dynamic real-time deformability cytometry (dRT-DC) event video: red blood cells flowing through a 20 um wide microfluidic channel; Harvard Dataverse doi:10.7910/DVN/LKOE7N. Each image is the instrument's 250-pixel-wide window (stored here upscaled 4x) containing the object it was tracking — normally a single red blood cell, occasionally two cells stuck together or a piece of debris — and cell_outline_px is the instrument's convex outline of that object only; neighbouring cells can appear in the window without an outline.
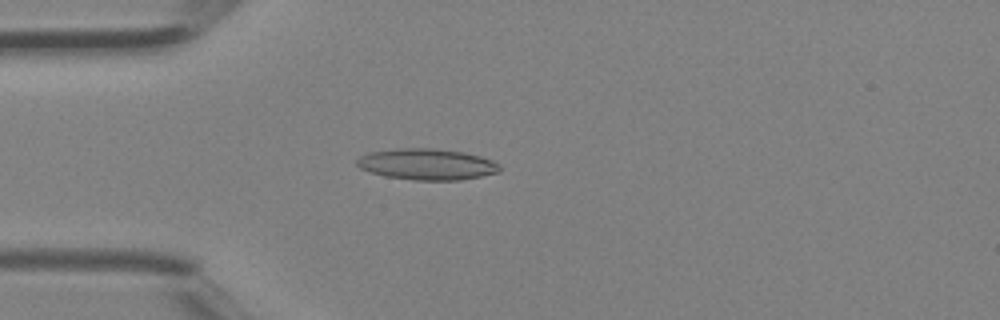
{"species": "Egyptian fruit bat (a non-hibernating species)", "species_latin": "Rousettus aegyptiacus", "temperature_condition": "room temperature", "stored_images_in_passage": 41, "camera_frame_rate_fps": 3000, "um_per_image_px": 0.085, "animal": {"sex": "female"}, "frame": {"image": 1, "passage_image": 11, "time_ms": 3.333, "image_size_px": [1000, 320], "cell_outline_px": [[500, 172], [460, 180], [412, 180], [384, 176], [360, 168], [356, 164], [356, 160], [360, 156], [368, 152], [400, 148], [432, 148], [464, 152], [480, 156], [492, 160], [500, 164]], "centroid_in_image_um": [36.29, 13.96], "position_along_channel_um": 48.7, "area_um2": 26.01}}
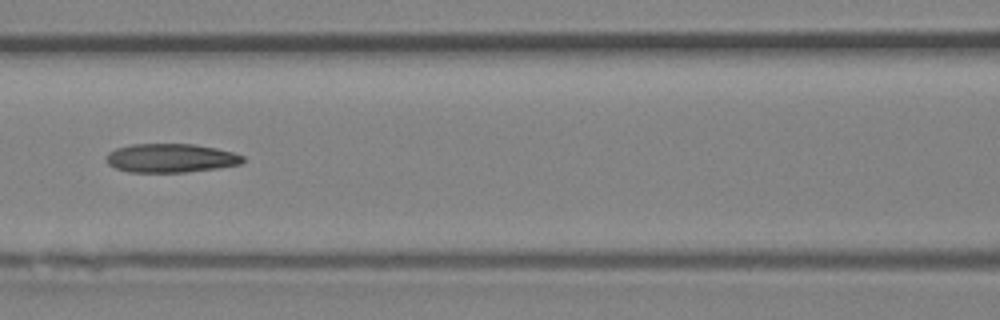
{"frame": {"image": 2, "passage_image": 18, "time_ms": 5.667, "image_size_px": [1000, 320], "cell_outline_px": [[244, 160], [240, 164], [216, 168], [188, 172], [128, 172], [116, 168], [108, 164], [104, 160], [108, 152], [116, 148], [132, 144], [192, 144], [216, 148], [232, 152], [244, 156]], "centroid_in_image_um": [14.47, 13.44], "position_along_channel_um": 152.1, "area_um2": 22.95}}
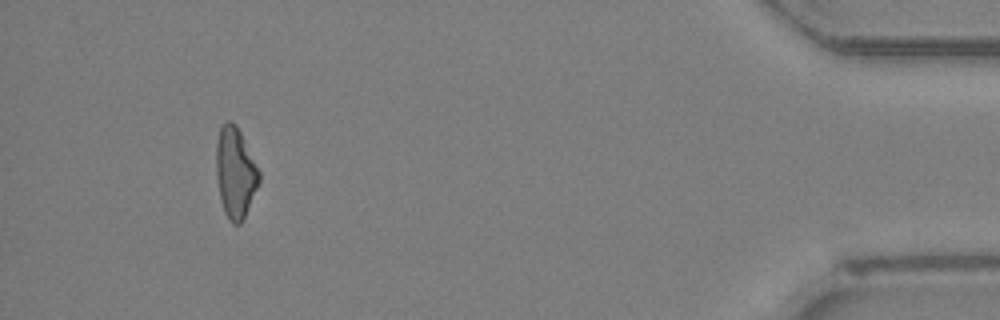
{"frame": {"image": 3, "passage_image": 38, "time_ms": 12.333, "image_size_px": [1000, 320], "cell_outline_px": [[260, 180], [244, 216], [240, 224], [232, 224], [228, 220], [224, 212], [220, 200], [216, 176], [216, 144], [220, 128], [228, 120], [232, 120], [236, 124], [260, 172]], "centroid_in_image_um": [19.98, 14.68], "position_along_channel_um": 415.2, "area_um2": 22.48}}